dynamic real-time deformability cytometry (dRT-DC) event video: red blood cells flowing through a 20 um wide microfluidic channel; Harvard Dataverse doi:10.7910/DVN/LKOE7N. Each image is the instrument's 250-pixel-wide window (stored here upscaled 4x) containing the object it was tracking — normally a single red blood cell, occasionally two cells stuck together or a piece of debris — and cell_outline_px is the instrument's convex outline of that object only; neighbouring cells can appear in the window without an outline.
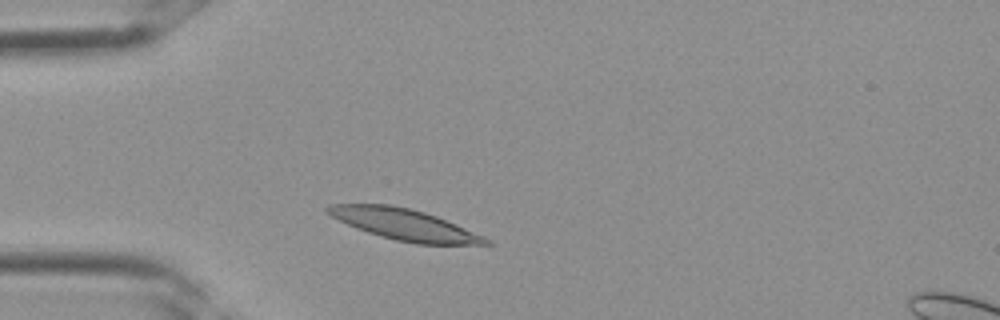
{"species": "Egyptian fruit bat (a non-hibernating species)", "species_latin": "Rousettus aegyptiacus", "temperature_condition": "room temperature", "stored_images_in_passage": 2, "camera_frame_rate_fps": 3000, "um_per_image_px": 0.085, "frame": {"image": 1, "passage_image": 2, "time_ms": 0.333, "image_size_px": [1000, 320], "cell_outline_px": [[492, 244], [416, 244], [396, 240], [380, 236], [356, 228], [324, 212], [324, 208], [328, 204], [392, 204], [424, 212], [436, 216], [456, 224], [484, 236], [492, 240]], "centroid_in_image_um": [34.35, 19.07], "position_along_channel_um": 50.6, "area_um2": 28.55}}